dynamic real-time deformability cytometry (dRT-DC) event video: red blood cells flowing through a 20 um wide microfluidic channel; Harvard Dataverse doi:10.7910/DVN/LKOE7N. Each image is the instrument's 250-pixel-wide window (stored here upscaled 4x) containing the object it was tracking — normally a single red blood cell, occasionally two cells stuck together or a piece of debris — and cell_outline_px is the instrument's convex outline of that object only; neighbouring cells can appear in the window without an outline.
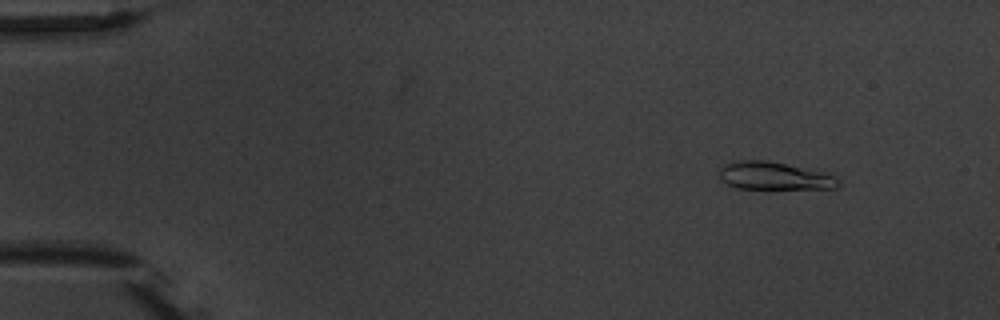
{"species": "common noctule bat (a hibernating species)", "species_latin": "Nyctalus noctula", "temperature_condition": "warm", "stored_images_in_passage": 4, "camera_frame_rate_fps": 3000, "um_per_image_px": 0.085, "animal": {"sex": "male", "body_mass_g": 20.1, "forearm_length_mm": 53.5}, "frame": {"image": 1, "passage_image": 1, "time_ms": 0.0, "image_size_px": [1000, 320], "cell_outline_px": [[840, 184], [836, 188], [736, 188], [720, 180], [720, 168], [724, 164], [740, 160], [768, 160], [832, 176], [840, 180]], "centroid_in_image_um": [65.71, 14.95], "position_along_channel_um": 19.3, "area_um2": 18.61}}